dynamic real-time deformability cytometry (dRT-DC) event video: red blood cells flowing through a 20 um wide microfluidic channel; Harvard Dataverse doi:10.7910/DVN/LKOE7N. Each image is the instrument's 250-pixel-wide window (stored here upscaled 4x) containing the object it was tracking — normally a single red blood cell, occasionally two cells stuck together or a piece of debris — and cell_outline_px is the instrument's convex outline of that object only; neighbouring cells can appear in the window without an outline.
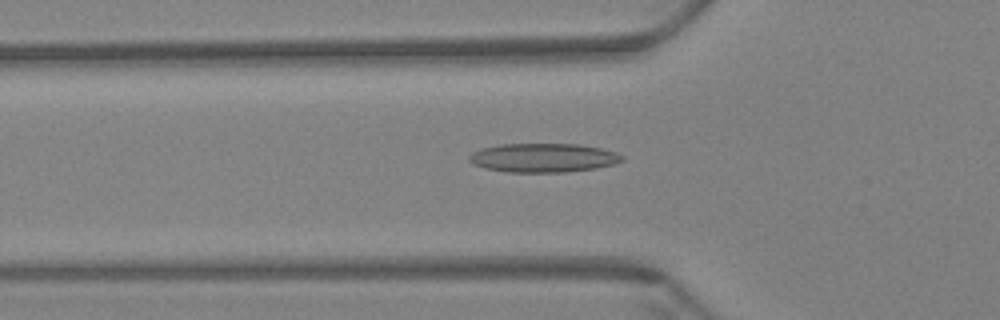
{"species": "Egyptian fruit bat (a non-hibernating species)", "species_latin": "Rousettus aegyptiacus", "temperature_condition": "warm", "stored_images_in_passage": 60, "camera_frame_rate_fps": 3000, "um_per_image_px": 0.085, "animal": {"sex": "female"}, "frame": {"image": 1, "passage_image": 21, "time_ms": 6.667, "image_size_px": [1000, 320], "cell_outline_px": [[624, 160], [612, 164], [596, 168], [564, 172], [508, 172], [484, 168], [472, 164], [468, 160], [468, 156], [472, 152], [484, 148], [500, 144], [580, 144], [600, 148], [616, 152], [624, 156]], "centroid_in_image_um": [46.16, 13.41], "position_along_channel_um": 79.6, "area_um2": 25.78}}
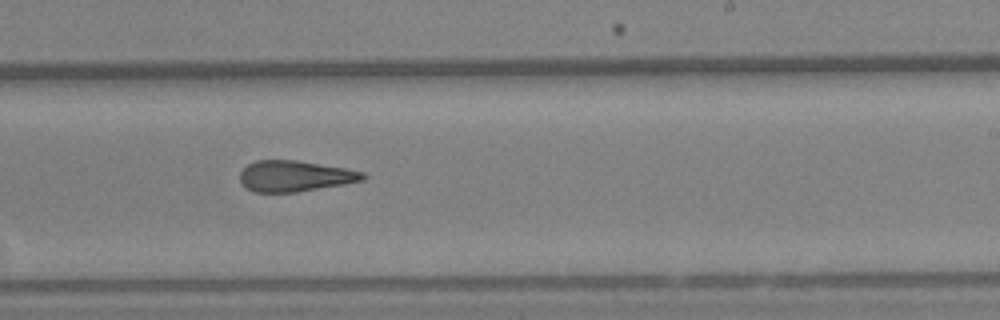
{"frame": {"image": 2, "passage_image": 37, "time_ms": 12.0, "image_size_px": [1000, 320], "cell_outline_px": [[368, 176], [364, 180], [344, 184], [296, 192], [256, 192], [248, 188], [240, 180], [240, 172], [248, 164], [256, 160], [296, 160], [344, 168], [364, 172]], "centroid_in_image_um": [25.09, 14.96], "position_along_channel_um": 263.9, "area_um2": 21.96}}
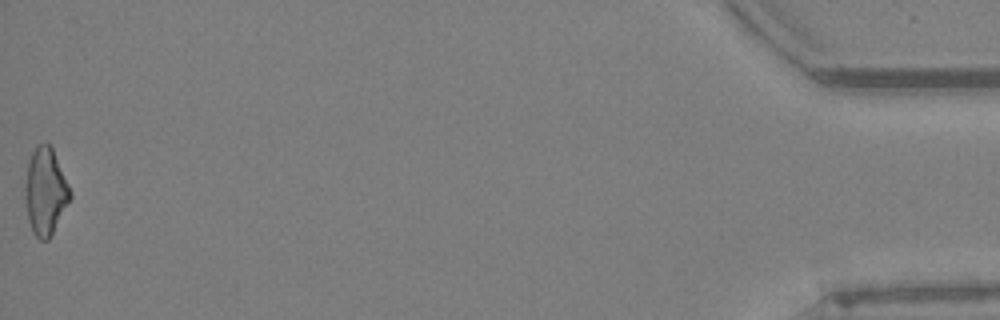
{"frame": {"image": 3, "passage_image": 60, "time_ms": 19.667, "image_size_px": [1000, 320], "cell_outline_px": [[72, 196], [48, 240], [40, 240], [32, 232], [28, 220], [24, 192], [24, 188], [28, 160], [36, 144], [48, 144], [52, 148], [72, 192]], "centroid_in_image_um": [3.84, 16.27], "position_along_channel_um": 431.4, "area_um2": 22.72}, "authors_computed_cell_mechanics": {"area_um2": 23.0044, "velocity_mm_per_s": 3.4642, "shape_relaxation_time_tau1_ms": null, "shape_relaxation_time_tau2_ms": 3.5698, "deformation_change_tau1": null, "deformation_change_tau2": 0.1391}}